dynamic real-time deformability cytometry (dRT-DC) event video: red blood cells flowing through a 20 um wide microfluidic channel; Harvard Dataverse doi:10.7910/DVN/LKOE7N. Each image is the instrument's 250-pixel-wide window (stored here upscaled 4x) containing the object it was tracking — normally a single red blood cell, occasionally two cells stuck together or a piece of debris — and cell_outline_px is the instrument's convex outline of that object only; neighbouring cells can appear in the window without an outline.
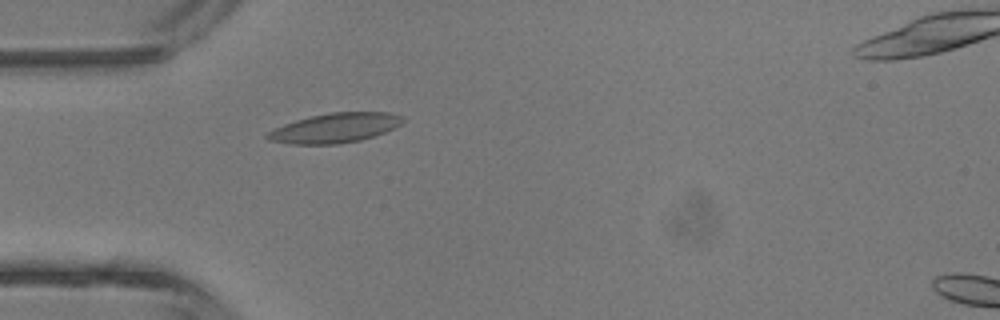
{"species": "common noctule bat (a hibernating species)", "species_latin": "Nyctalus noctula", "temperature_condition": "room temperature", "stored_images_in_passage": 4, "camera_frame_rate_fps": 3000, "um_per_image_px": 0.085, "animal": {"sex": "male", "body_mass_g": 13.3}, "frame": {"image": 1, "passage_image": 3, "time_ms": 3.0, "image_size_px": [1000, 320], "cell_outline_px": [[404, 120], [400, 124], [376, 136], [360, 140], [340, 144], [288, 144], [268, 140], [264, 136], [268, 132], [284, 124], [296, 120], [328, 112], [388, 112], [404, 116]], "centroid_in_image_um": [28.47, 10.88], "position_along_channel_um": 56.5, "area_um2": 23.35}}